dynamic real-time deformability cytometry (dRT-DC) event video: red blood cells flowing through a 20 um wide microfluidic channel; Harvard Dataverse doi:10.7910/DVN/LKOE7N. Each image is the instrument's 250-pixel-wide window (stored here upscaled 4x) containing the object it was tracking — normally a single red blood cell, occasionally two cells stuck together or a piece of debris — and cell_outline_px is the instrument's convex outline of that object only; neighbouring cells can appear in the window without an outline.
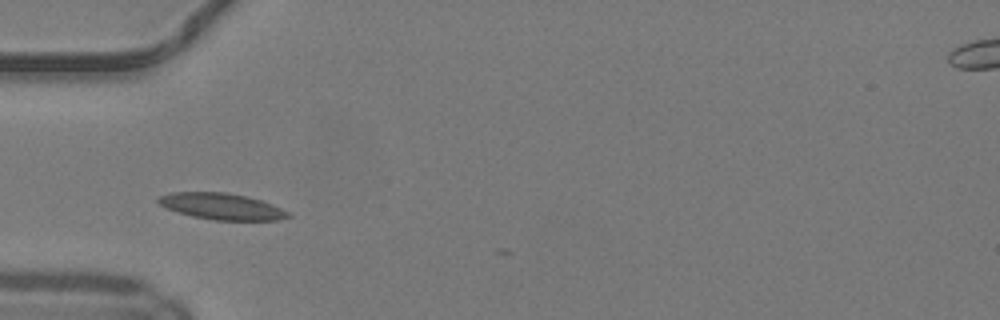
{"species": "common noctule bat (a hibernating species)", "species_latin": "Nyctalus noctula", "temperature_condition": "warm", "stored_images_in_passage": 26, "camera_frame_rate_fps": 3000, "um_per_image_px": 0.085, "animal": {"sex": "male", "body_mass_g": 19.2, "forearm_length_mm": 51.8}, "frame": {"image": 1, "passage_image": 1, "time_ms": 0.0, "image_size_px": [1000, 320], "cell_outline_px": [[292, 216], [280, 220], [212, 220], [192, 216], [168, 208], [160, 204], [156, 200], [160, 196], [172, 192], [224, 192], [248, 196], [272, 204], [288, 212]], "centroid_in_image_um": [18.87, 17.54], "position_along_channel_um": 66.1, "area_um2": 19.77}}
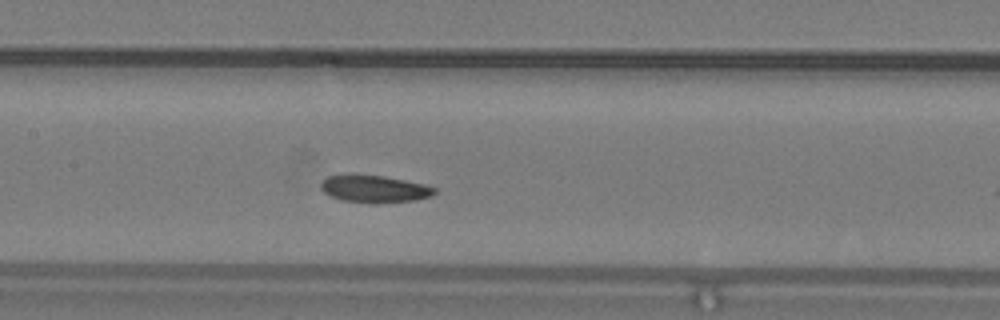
{"frame": {"image": 2, "passage_image": 9, "time_ms": 2.667, "image_size_px": [1000, 320], "cell_outline_px": [[436, 192], [432, 196], [416, 200], [376, 204], [368, 204], [340, 200], [324, 192], [320, 188], [320, 184], [328, 176], [384, 176], [424, 184], [436, 188]], "centroid_in_image_um": [31.87, 16.1], "position_along_channel_um": 175.5, "area_um2": 17.92}}
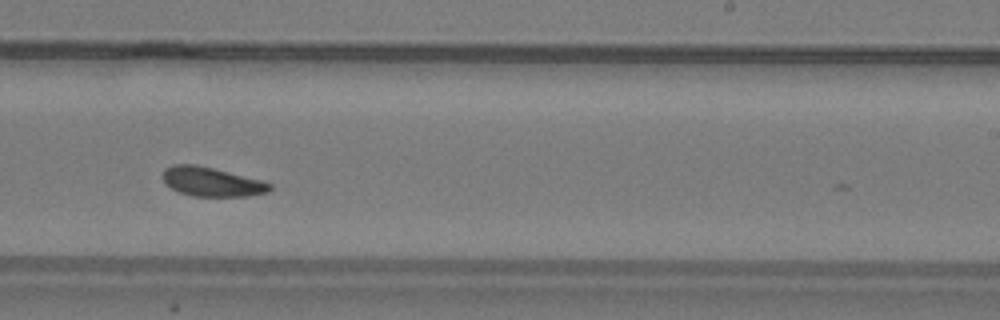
{"frame": {"image": 3, "passage_image": 16, "time_ms": 5.0, "image_size_px": [1000, 320], "cell_outline_px": [[272, 188], [268, 192], [248, 196], [192, 196], [180, 192], [164, 184], [164, 168], [172, 164], [196, 164], [264, 180], [272, 184]], "centroid_in_image_um": [18.02, 15.44], "position_along_channel_um": 271.0, "area_um2": 18.32}}